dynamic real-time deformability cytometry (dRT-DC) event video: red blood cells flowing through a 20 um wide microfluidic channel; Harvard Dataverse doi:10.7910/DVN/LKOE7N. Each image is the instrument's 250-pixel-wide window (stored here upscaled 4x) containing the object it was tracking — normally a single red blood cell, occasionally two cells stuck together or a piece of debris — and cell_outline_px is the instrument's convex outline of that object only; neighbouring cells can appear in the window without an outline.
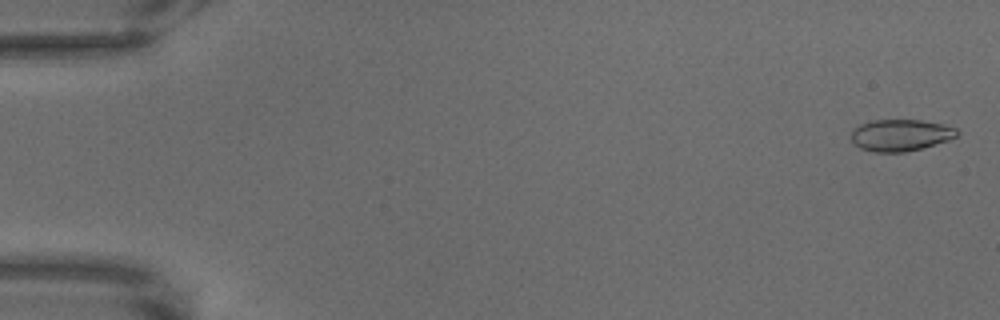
{"species": "common noctule bat (a hibernating species)", "species_latin": "Nyctalus noctula", "temperature_condition": "warm", "stored_images_in_passage": 69, "camera_frame_rate_fps": 3000, "um_per_image_px": 0.085, "animal": {"sex": "male", "body_mass_g": 18.8}, "frame": {"image": 1, "passage_image": 2, "time_ms": 0.333, "image_size_px": [1000, 320], "cell_outline_px": [[960, 132], [956, 136], [948, 140], [920, 148], [904, 152], [872, 152], [860, 148], [852, 140], [852, 132], [860, 124], [872, 120], [920, 120], [940, 124], [956, 128]], "centroid_in_image_um": [76.54, 11.49], "position_along_channel_um": 8.5, "area_um2": 19.25}}
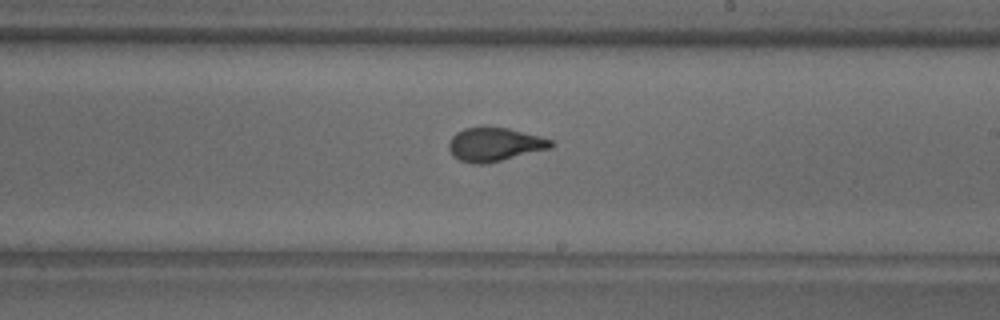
{"frame": {"image": 2, "passage_image": 41, "time_ms": 13.333, "image_size_px": [1000, 320], "cell_outline_px": [[556, 144], [552, 148], [488, 164], [472, 164], [460, 160], [452, 156], [448, 148], [448, 144], [452, 136], [456, 132], [464, 128], [508, 128], [540, 136], [552, 140]], "centroid_in_image_um": [42.06, 12.3], "position_along_channel_um": 246.9, "area_um2": 20.17}}
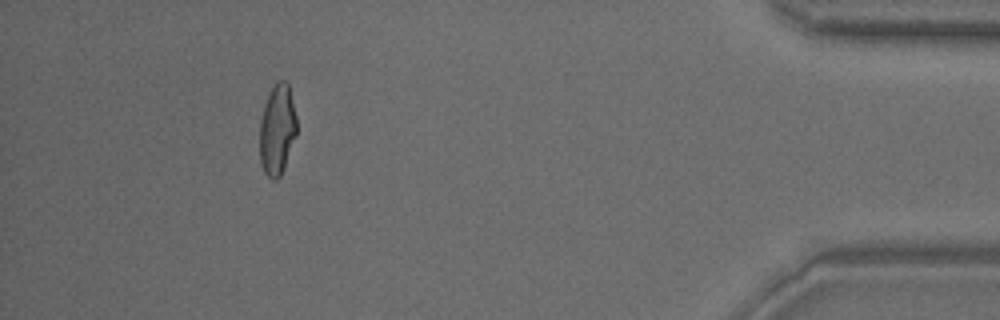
{"frame": {"image": 3, "passage_image": 63, "time_ms": 20.667, "image_size_px": [1000, 320], "cell_outline_px": [[296, 136], [284, 168], [280, 176], [276, 180], [272, 180], [264, 172], [260, 164], [260, 120], [264, 104], [268, 92], [276, 80], [284, 80], [288, 84], [296, 116]], "centroid_in_image_um": [23.55, 11.01], "position_along_channel_um": 411.7, "area_um2": 19.71}}